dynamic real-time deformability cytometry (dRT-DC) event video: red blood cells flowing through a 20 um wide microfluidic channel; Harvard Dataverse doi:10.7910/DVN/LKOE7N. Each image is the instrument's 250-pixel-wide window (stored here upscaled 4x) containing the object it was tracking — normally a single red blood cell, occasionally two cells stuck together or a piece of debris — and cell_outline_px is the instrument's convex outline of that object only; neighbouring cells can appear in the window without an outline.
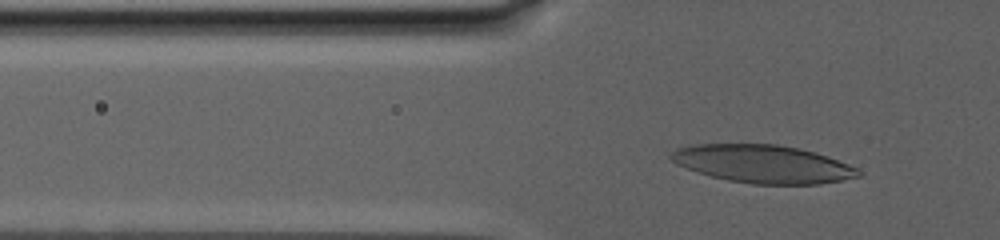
{"species": "human", "species_latin": "Homo sapiens", "temperature_condition": "warm", "stored_images_in_passage": 36, "camera_frame_rate_fps": 3000, "um_per_image_px": 0.085, "donor": {"sex": "male"}, "frame": {"image": 1, "passage_image": 10, "time_ms": 5.667, "image_size_px": [1000, 240], "cell_outline_px": [[864, 176], [820, 184], [752, 184], [728, 180], [712, 176], [676, 164], [668, 156], [676, 148], [696, 144], [776, 144], [796, 148], [828, 156], [848, 164], [864, 172]], "centroid_in_image_um": [64.89, 13.94], "position_along_channel_um": 60.9, "area_um2": 41.33}}
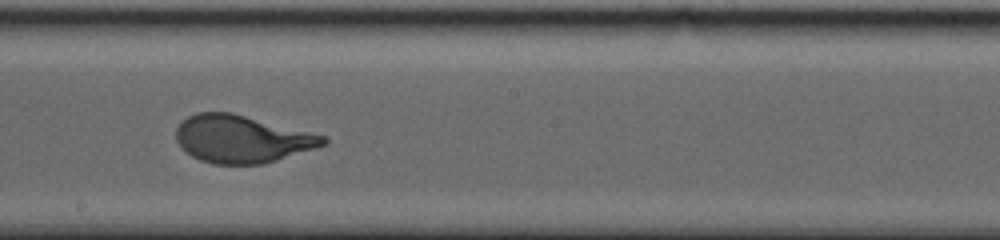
{"frame": {"image": 2, "passage_image": 24, "time_ms": 13.0, "image_size_px": [1000, 240], "cell_outline_px": [[328, 144], [316, 148], [264, 164], [212, 164], [200, 160], [192, 156], [176, 140], [176, 128], [188, 116], [196, 112], [232, 112], [324, 136], [328, 140]], "centroid_in_image_um": [20.56, 11.82], "position_along_channel_um": 227.6, "area_um2": 40.46}}
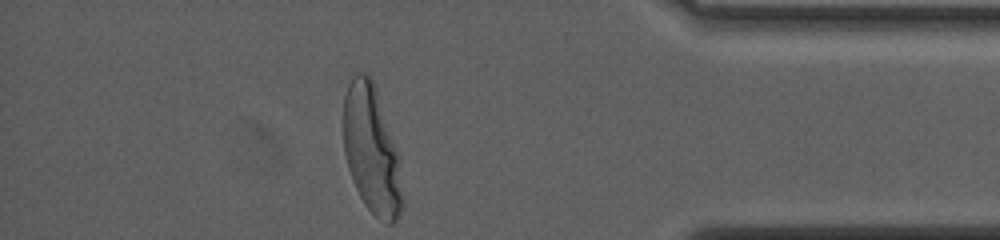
{"frame": {"image": 3, "passage_image": 36, "time_ms": 21.0, "image_size_px": [1000, 240], "cell_outline_px": [[404, 200], [400, 212], [396, 220], [392, 224], [388, 224], [380, 220], [364, 204], [352, 180], [348, 168], [344, 152], [344, 96], [348, 84], [352, 76], [356, 72], [364, 72], [372, 80], [400, 156]], "centroid_in_image_um": [31.61, 12.78], "position_along_channel_um": 403.6, "area_um2": 44.1}, "authors_computed_cell_mechanics": {"area_um2": 41.3848, "velocity_mm_per_s": 2.4952, "shape_relaxation_time_tau1_ms": 6.421, "shape_relaxation_time_tau2_ms": null, "deformation_change_tau1": 0.2444, "deformation_change_tau2": null}}